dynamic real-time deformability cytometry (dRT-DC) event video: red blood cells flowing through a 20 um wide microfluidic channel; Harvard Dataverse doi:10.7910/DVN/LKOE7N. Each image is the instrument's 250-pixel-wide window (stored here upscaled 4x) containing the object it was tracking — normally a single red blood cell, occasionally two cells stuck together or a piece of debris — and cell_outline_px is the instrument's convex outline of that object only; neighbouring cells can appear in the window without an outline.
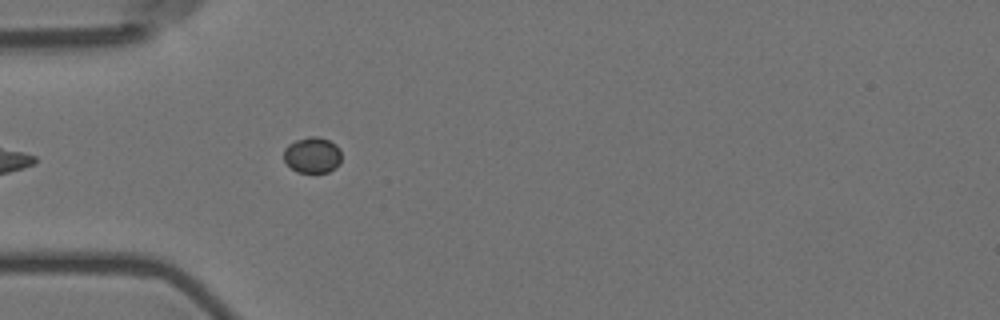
{"species": "Egyptian fruit bat (a non-hibernating species)", "species_latin": "Rousettus aegyptiacus", "temperature_condition": "room temperature", "stored_images_in_passage": 45, "camera_frame_rate_fps": 3000, "um_per_image_px": 0.085, "animal": {"sex": "female"}, "frame": {"image": 1, "passage_image": 6, "time_ms": 1.667, "image_size_px": [1000, 320], "cell_outline_px": [[340, 164], [336, 168], [328, 172], [296, 172], [284, 160], [284, 148], [288, 144], [296, 140], [308, 136], [316, 136], [328, 140], [336, 144], [340, 148]], "centroid_in_image_um": [26.56, 13.17], "position_along_channel_um": 58.4, "area_um2": 12.14}}
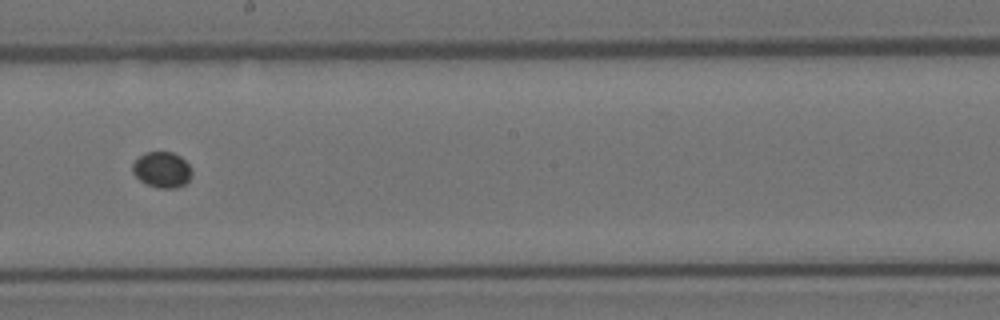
{"frame": {"image": 2, "passage_image": 21, "time_ms": 6.667, "image_size_px": [1000, 320], "cell_outline_px": [[192, 176], [184, 184], [176, 188], [156, 188], [144, 184], [132, 172], [132, 164], [144, 152], [172, 152], [180, 156], [192, 168]], "centroid_in_image_um": [13.77, 14.44], "position_along_channel_um": 234.4, "area_um2": 12.48}}
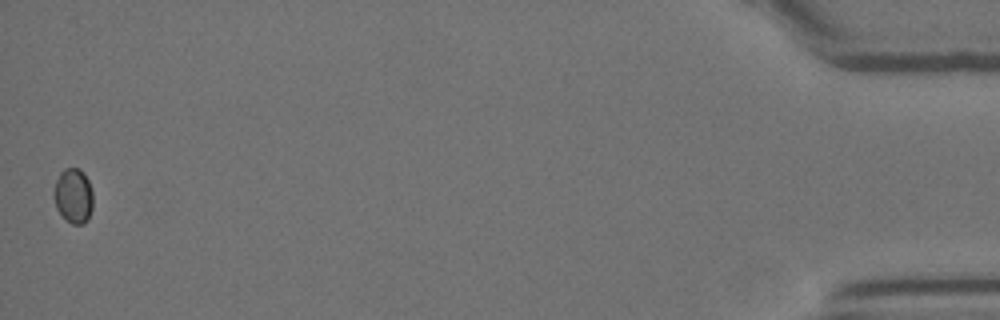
{"frame": {"image": 3, "passage_image": 45, "time_ms": 14.667, "image_size_px": [1000, 320], "cell_outline_px": [[92, 208], [88, 220], [84, 224], [72, 224], [56, 208], [52, 196], [52, 188], [60, 172], [64, 168], [80, 168], [84, 172], [88, 180], [92, 192]], "centroid_in_image_um": [6.21, 16.62], "position_along_channel_um": 429.0, "area_um2": 12.72}}